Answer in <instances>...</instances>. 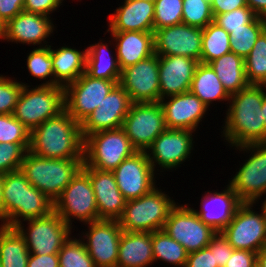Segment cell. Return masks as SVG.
<instances>
[{"instance_id":"obj_16","label":"cell","mask_w":266,"mask_h":267,"mask_svg":"<svg viewBox=\"0 0 266 267\" xmlns=\"http://www.w3.org/2000/svg\"><path fill=\"white\" fill-rule=\"evenodd\" d=\"M192 133L194 131L167 128L158 135L145 151L154 171L157 164L162 170L177 169L187 158H190L195 142Z\"/></svg>"},{"instance_id":"obj_20","label":"cell","mask_w":266,"mask_h":267,"mask_svg":"<svg viewBox=\"0 0 266 267\" xmlns=\"http://www.w3.org/2000/svg\"><path fill=\"white\" fill-rule=\"evenodd\" d=\"M131 104L128 93L117 84L80 124L83 138L99 131L122 128Z\"/></svg>"},{"instance_id":"obj_42","label":"cell","mask_w":266,"mask_h":267,"mask_svg":"<svg viewBox=\"0 0 266 267\" xmlns=\"http://www.w3.org/2000/svg\"><path fill=\"white\" fill-rule=\"evenodd\" d=\"M30 145V131L13 114H0V143Z\"/></svg>"},{"instance_id":"obj_52","label":"cell","mask_w":266,"mask_h":267,"mask_svg":"<svg viewBox=\"0 0 266 267\" xmlns=\"http://www.w3.org/2000/svg\"><path fill=\"white\" fill-rule=\"evenodd\" d=\"M27 267H59L58 254H31L28 258Z\"/></svg>"},{"instance_id":"obj_57","label":"cell","mask_w":266,"mask_h":267,"mask_svg":"<svg viewBox=\"0 0 266 267\" xmlns=\"http://www.w3.org/2000/svg\"><path fill=\"white\" fill-rule=\"evenodd\" d=\"M261 110H263V118H264L265 124H266V95L264 96Z\"/></svg>"},{"instance_id":"obj_39","label":"cell","mask_w":266,"mask_h":267,"mask_svg":"<svg viewBox=\"0 0 266 267\" xmlns=\"http://www.w3.org/2000/svg\"><path fill=\"white\" fill-rule=\"evenodd\" d=\"M59 267H96L83 239L70 236L58 252Z\"/></svg>"},{"instance_id":"obj_29","label":"cell","mask_w":266,"mask_h":267,"mask_svg":"<svg viewBox=\"0 0 266 267\" xmlns=\"http://www.w3.org/2000/svg\"><path fill=\"white\" fill-rule=\"evenodd\" d=\"M51 49L53 61L54 86L65 88L76 81L86 70L87 49L82 52L69 46Z\"/></svg>"},{"instance_id":"obj_25","label":"cell","mask_w":266,"mask_h":267,"mask_svg":"<svg viewBox=\"0 0 266 267\" xmlns=\"http://www.w3.org/2000/svg\"><path fill=\"white\" fill-rule=\"evenodd\" d=\"M241 203L233 188L227 184L221 192L207 191L201 199L200 211L194 209V212L218 233L232 220Z\"/></svg>"},{"instance_id":"obj_26","label":"cell","mask_w":266,"mask_h":267,"mask_svg":"<svg viewBox=\"0 0 266 267\" xmlns=\"http://www.w3.org/2000/svg\"><path fill=\"white\" fill-rule=\"evenodd\" d=\"M108 17L107 31L154 32V2L145 0H124Z\"/></svg>"},{"instance_id":"obj_1","label":"cell","mask_w":266,"mask_h":267,"mask_svg":"<svg viewBox=\"0 0 266 267\" xmlns=\"http://www.w3.org/2000/svg\"><path fill=\"white\" fill-rule=\"evenodd\" d=\"M265 90V85L249 84L230 95L221 133L231 147L266 143V124L261 110Z\"/></svg>"},{"instance_id":"obj_13","label":"cell","mask_w":266,"mask_h":267,"mask_svg":"<svg viewBox=\"0 0 266 267\" xmlns=\"http://www.w3.org/2000/svg\"><path fill=\"white\" fill-rule=\"evenodd\" d=\"M163 230L181 244L188 254L207 247L217 233L200 220L194 208L178 203L170 211Z\"/></svg>"},{"instance_id":"obj_7","label":"cell","mask_w":266,"mask_h":267,"mask_svg":"<svg viewBox=\"0 0 266 267\" xmlns=\"http://www.w3.org/2000/svg\"><path fill=\"white\" fill-rule=\"evenodd\" d=\"M136 151L122 128L99 131L84 139L82 167L113 171Z\"/></svg>"},{"instance_id":"obj_22","label":"cell","mask_w":266,"mask_h":267,"mask_svg":"<svg viewBox=\"0 0 266 267\" xmlns=\"http://www.w3.org/2000/svg\"><path fill=\"white\" fill-rule=\"evenodd\" d=\"M50 16L23 10L5 24L4 40L27 45L47 47L46 39L53 33L54 24ZM42 41L44 44H42ZM42 44V45H41Z\"/></svg>"},{"instance_id":"obj_12","label":"cell","mask_w":266,"mask_h":267,"mask_svg":"<svg viewBox=\"0 0 266 267\" xmlns=\"http://www.w3.org/2000/svg\"><path fill=\"white\" fill-rule=\"evenodd\" d=\"M122 129L137 151H146L167 129L162 105L160 102L132 103Z\"/></svg>"},{"instance_id":"obj_4","label":"cell","mask_w":266,"mask_h":267,"mask_svg":"<svg viewBox=\"0 0 266 267\" xmlns=\"http://www.w3.org/2000/svg\"><path fill=\"white\" fill-rule=\"evenodd\" d=\"M84 159H53L37 156L29 151L20 171L30 184L54 202L83 166Z\"/></svg>"},{"instance_id":"obj_35","label":"cell","mask_w":266,"mask_h":267,"mask_svg":"<svg viewBox=\"0 0 266 267\" xmlns=\"http://www.w3.org/2000/svg\"><path fill=\"white\" fill-rule=\"evenodd\" d=\"M202 30L201 63L208 64L231 52L230 35L221 26L212 21Z\"/></svg>"},{"instance_id":"obj_15","label":"cell","mask_w":266,"mask_h":267,"mask_svg":"<svg viewBox=\"0 0 266 267\" xmlns=\"http://www.w3.org/2000/svg\"><path fill=\"white\" fill-rule=\"evenodd\" d=\"M119 85L132 103L160 102L159 63L154 53L121 70Z\"/></svg>"},{"instance_id":"obj_18","label":"cell","mask_w":266,"mask_h":267,"mask_svg":"<svg viewBox=\"0 0 266 267\" xmlns=\"http://www.w3.org/2000/svg\"><path fill=\"white\" fill-rule=\"evenodd\" d=\"M112 172L126 200L140 198L157 186L154 177L156 171L145 151H136Z\"/></svg>"},{"instance_id":"obj_40","label":"cell","mask_w":266,"mask_h":267,"mask_svg":"<svg viewBox=\"0 0 266 267\" xmlns=\"http://www.w3.org/2000/svg\"><path fill=\"white\" fill-rule=\"evenodd\" d=\"M183 0L154 1V31L182 23Z\"/></svg>"},{"instance_id":"obj_37","label":"cell","mask_w":266,"mask_h":267,"mask_svg":"<svg viewBox=\"0 0 266 267\" xmlns=\"http://www.w3.org/2000/svg\"><path fill=\"white\" fill-rule=\"evenodd\" d=\"M244 63L248 83L266 86V30L256 40Z\"/></svg>"},{"instance_id":"obj_6","label":"cell","mask_w":266,"mask_h":267,"mask_svg":"<svg viewBox=\"0 0 266 267\" xmlns=\"http://www.w3.org/2000/svg\"><path fill=\"white\" fill-rule=\"evenodd\" d=\"M23 83V89L15 106L13 116L30 132L49 118L65 109L64 88L61 86L36 85L34 88Z\"/></svg>"},{"instance_id":"obj_19","label":"cell","mask_w":266,"mask_h":267,"mask_svg":"<svg viewBox=\"0 0 266 267\" xmlns=\"http://www.w3.org/2000/svg\"><path fill=\"white\" fill-rule=\"evenodd\" d=\"M87 226L88 231L81 234V239L95 266L117 267L119 242L123 232L118 221L98 220L87 223Z\"/></svg>"},{"instance_id":"obj_44","label":"cell","mask_w":266,"mask_h":267,"mask_svg":"<svg viewBox=\"0 0 266 267\" xmlns=\"http://www.w3.org/2000/svg\"><path fill=\"white\" fill-rule=\"evenodd\" d=\"M257 17L248 6H245L227 13L214 15L213 22L230 33L233 30L244 28V25L252 23Z\"/></svg>"},{"instance_id":"obj_30","label":"cell","mask_w":266,"mask_h":267,"mask_svg":"<svg viewBox=\"0 0 266 267\" xmlns=\"http://www.w3.org/2000/svg\"><path fill=\"white\" fill-rule=\"evenodd\" d=\"M107 44L101 41L87 46L85 72L93 78L120 81L121 69L117 55L111 53Z\"/></svg>"},{"instance_id":"obj_49","label":"cell","mask_w":266,"mask_h":267,"mask_svg":"<svg viewBox=\"0 0 266 267\" xmlns=\"http://www.w3.org/2000/svg\"><path fill=\"white\" fill-rule=\"evenodd\" d=\"M256 258L257 253L255 252L234 249L224 267H256Z\"/></svg>"},{"instance_id":"obj_43","label":"cell","mask_w":266,"mask_h":267,"mask_svg":"<svg viewBox=\"0 0 266 267\" xmlns=\"http://www.w3.org/2000/svg\"><path fill=\"white\" fill-rule=\"evenodd\" d=\"M30 145L0 143V174L20 170L21 163Z\"/></svg>"},{"instance_id":"obj_36","label":"cell","mask_w":266,"mask_h":267,"mask_svg":"<svg viewBox=\"0 0 266 267\" xmlns=\"http://www.w3.org/2000/svg\"><path fill=\"white\" fill-rule=\"evenodd\" d=\"M266 30V18L258 16L252 23L244 25V28L233 30L230 35L231 52L243 57L250 54L256 40Z\"/></svg>"},{"instance_id":"obj_27","label":"cell","mask_w":266,"mask_h":267,"mask_svg":"<svg viewBox=\"0 0 266 267\" xmlns=\"http://www.w3.org/2000/svg\"><path fill=\"white\" fill-rule=\"evenodd\" d=\"M115 43L120 69L134 65L154 54V32L107 31Z\"/></svg>"},{"instance_id":"obj_3","label":"cell","mask_w":266,"mask_h":267,"mask_svg":"<svg viewBox=\"0 0 266 267\" xmlns=\"http://www.w3.org/2000/svg\"><path fill=\"white\" fill-rule=\"evenodd\" d=\"M2 193L5 227L46 216L54 210V202L32 186L20 170L3 174Z\"/></svg>"},{"instance_id":"obj_50","label":"cell","mask_w":266,"mask_h":267,"mask_svg":"<svg viewBox=\"0 0 266 267\" xmlns=\"http://www.w3.org/2000/svg\"><path fill=\"white\" fill-rule=\"evenodd\" d=\"M24 0H0V19L6 24L23 11Z\"/></svg>"},{"instance_id":"obj_33","label":"cell","mask_w":266,"mask_h":267,"mask_svg":"<svg viewBox=\"0 0 266 267\" xmlns=\"http://www.w3.org/2000/svg\"><path fill=\"white\" fill-rule=\"evenodd\" d=\"M29 250L24 238L14 227L0 225L1 267H27Z\"/></svg>"},{"instance_id":"obj_58","label":"cell","mask_w":266,"mask_h":267,"mask_svg":"<svg viewBox=\"0 0 266 267\" xmlns=\"http://www.w3.org/2000/svg\"><path fill=\"white\" fill-rule=\"evenodd\" d=\"M260 208L263 209L264 214H265V216H266V198L264 199V202L262 203V206H261Z\"/></svg>"},{"instance_id":"obj_23","label":"cell","mask_w":266,"mask_h":267,"mask_svg":"<svg viewBox=\"0 0 266 267\" xmlns=\"http://www.w3.org/2000/svg\"><path fill=\"white\" fill-rule=\"evenodd\" d=\"M160 100L188 92L199 64L184 56H159Z\"/></svg>"},{"instance_id":"obj_11","label":"cell","mask_w":266,"mask_h":267,"mask_svg":"<svg viewBox=\"0 0 266 267\" xmlns=\"http://www.w3.org/2000/svg\"><path fill=\"white\" fill-rule=\"evenodd\" d=\"M255 203L242 202L232 220L221 231L234 249L257 253L266 245V216L263 209L253 210Z\"/></svg>"},{"instance_id":"obj_38","label":"cell","mask_w":266,"mask_h":267,"mask_svg":"<svg viewBox=\"0 0 266 267\" xmlns=\"http://www.w3.org/2000/svg\"><path fill=\"white\" fill-rule=\"evenodd\" d=\"M27 69L31 76L42 80L48 79L39 85L54 86L53 61L50 45L47 47H34L27 55Z\"/></svg>"},{"instance_id":"obj_8","label":"cell","mask_w":266,"mask_h":267,"mask_svg":"<svg viewBox=\"0 0 266 267\" xmlns=\"http://www.w3.org/2000/svg\"><path fill=\"white\" fill-rule=\"evenodd\" d=\"M54 211L71 228L74 218L85 225L99 220L94 190L89 174L83 168L54 201Z\"/></svg>"},{"instance_id":"obj_5","label":"cell","mask_w":266,"mask_h":267,"mask_svg":"<svg viewBox=\"0 0 266 267\" xmlns=\"http://www.w3.org/2000/svg\"><path fill=\"white\" fill-rule=\"evenodd\" d=\"M172 197L153 188L140 198L127 200L117 220L122 231L154 232L162 230L172 208L177 204Z\"/></svg>"},{"instance_id":"obj_9","label":"cell","mask_w":266,"mask_h":267,"mask_svg":"<svg viewBox=\"0 0 266 267\" xmlns=\"http://www.w3.org/2000/svg\"><path fill=\"white\" fill-rule=\"evenodd\" d=\"M28 226L19 222L14 228L24 238L31 254H58L62 245L72 235V228L53 210L50 214L24 220Z\"/></svg>"},{"instance_id":"obj_14","label":"cell","mask_w":266,"mask_h":267,"mask_svg":"<svg viewBox=\"0 0 266 267\" xmlns=\"http://www.w3.org/2000/svg\"><path fill=\"white\" fill-rule=\"evenodd\" d=\"M117 84L119 81L93 78L85 72L64 88L65 110L81 124Z\"/></svg>"},{"instance_id":"obj_47","label":"cell","mask_w":266,"mask_h":267,"mask_svg":"<svg viewBox=\"0 0 266 267\" xmlns=\"http://www.w3.org/2000/svg\"><path fill=\"white\" fill-rule=\"evenodd\" d=\"M63 0H24L23 10L49 16L53 11L58 10Z\"/></svg>"},{"instance_id":"obj_54","label":"cell","mask_w":266,"mask_h":267,"mask_svg":"<svg viewBox=\"0 0 266 267\" xmlns=\"http://www.w3.org/2000/svg\"><path fill=\"white\" fill-rule=\"evenodd\" d=\"M256 267H266V245L257 252Z\"/></svg>"},{"instance_id":"obj_56","label":"cell","mask_w":266,"mask_h":267,"mask_svg":"<svg viewBox=\"0 0 266 267\" xmlns=\"http://www.w3.org/2000/svg\"><path fill=\"white\" fill-rule=\"evenodd\" d=\"M5 36V23L0 19V39L4 41Z\"/></svg>"},{"instance_id":"obj_34","label":"cell","mask_w":266,"mask_h":267,"mask_svg":"<svg viewBox=\"0 0 266 267\" xmlns=\"http://www.w3.org/2000/svg\"><path fill=\"white\" fill-rule=\"evenodd\" d=\"M152 250L154 262L162 260L174 267H185L186 265L187 251L163 229L152 232Z\"/></svg>"},{"instance_id":"obj_55","label":"cell","mask_w":266,"mask_h":267,"mask_svg":"<svg viewBox=\"0 0 266 267\" xmlns=\"http://www.w3.org/2000/svg\"><path fill=\"white\" fill-rule=\"evenodd\" d=\"M3 174H0V221L4 225V203H3Z\"/></svg>"},{"instance_id":"obj_46","label":"cell","mask_w":266,"mask_h":267,"mask_svg":"<svg viewBox=\"0 0 266 267\" xmlns=\"http://www.w3.org/2000/svg\"><path fill=\"white\" fill-rule=\"evenodd\" d=\"M207 247L214 254L217 267H224L234 251V248L228 243L221 232L216 233L212 237Z\"/></svg>"},{"instance_id":"obj_53","label":"cell","mask_w":266,"mask_h":267,"mask_svg":"<svg viewBox=\"0 0 266 267\" xmlns=\"http://www.w3.org/2000/svg\"><path fill=\"white\" fill-rule=\"evenodd\" d=\"M246 3L257 16L266 18V0H246Z\"/></svg>"},{"instance_id":"obj_41","label":"cell","mask_w":266,"mask_h":267,"mask_svg":"<svg viewBox=\"0 0 266 267\" xmlns=\"http://www.w3.org/2000/svg\"><path fill=\"white\" fill-rule=\"evenodd\" d=\"M211 4L207 0H183L182 23L204 29L213 21Z\"/></svg>"},{"instance_id":"obj_32","label":"cell","mask_w":266,"mask_h":267,"mask_svg":"<svg viewBox=\"0 0 266 267\" xmlns=\"http://www.w3.org/2000/svg\"><path fill=\"white\" fill-rule=\"evenodd\" d=\"M189 91L208 107L213 101L229 102L230 100V95L224 89L216 72L209 64L201 62H199L195 70Z\"/></svg>"},{"instance_id":"obj_45","label":"cell","mask_w":266,"mask_h":267,"mask_svg":"<svg viewBox=\"0 0 266 267\" xmlns=\"http://www.w3.org/2000/svg\"><path fill=\"white\" fill-rule=\"evenodd\" d=\"M23 83L0 75V114H13Z\"/></svg>"},{"instance_id":"obj_2","label":"cell","mask_w":266,"mask_h":267,"mask_svg":"<svg viewBox=\"0 0 266 267\" xmlns=\"http://www.w3.org/2000/svg\"><path fill=\"white\" fill-rule=\"evenodd\" d=\"M29 152L53 159H84L81 125L64 109L30 132Z\"/></svg>"},{"instance_id":"obj_17","label":"cell","mask_w":266,"mask_h":267,"mask_svg":"<svg viewBox=\"0 0 266 267\" xmlns=\"http://www.w3.org/2000/svg\"><path fill=\"white\" fill-rule=\"evenodd\" d=\"M201 28L185 23L154 31V53L159 56H184L201 62Z\"/></svg>"},{"instance_id":"obj_51","label":"cell","mask_w":266,"mask_h":267,"mask_svg":"<svg viewBox=\"0 0 266 267\" xmlns=\"http://www.w3.org/2000/svg\"><path fill=\"white\" fill-rule=\"evenodd\" d=\"M210 4L213 16L247 6L246 0H212Z\"/></svg>"},{"instance_id":"obj_21","label":"cell","mask_w":266,"mask_h":267,"mask_svg":"<svg viewBox=\"0 0 266 267\" xmlns=\"http://www.w3.org/2000/svg\"><path fill=\"white\" fill-rule=\"evenodd\" d=\"M160 104L168 129H184L194 132L209 109L190 91L163 98Z\"/></svg>"},{"instance_id":"obj_48","label":"cell","mask_w":266,"mask_h":267,"mask_svg":"<svg viewBox=\"0 0 266 267\" xmlns=\"http://www.w3.org/2000/svg\"><path fill=\"white\" fill-rule=\"evenodd\" d=\"M185 267H217L214 254L208 247L189 253Z\"/></svg>"},{"instance_id":"obj_10","label":"cell","mask_w":266,"mask_h":267,"mask_svg":"<svg viewBox=\"0 0 266 267\" xmlns=\"http://www.w3.org/2000/svg\"><path fill=\"white\" fill-rule=\"evenodd\" d=\"M235 149L252 155L228 183L241 202H259L263 194L266 195V143L246 144Z\"/></svg>"},{"instance_id":"obj_28","label":"cell","mask_w":266,"mask_h":267,"mask_svg":"<svg viewBox=\"0 0 266 267\" xmlns=\"http://www.w3.org/2000/svg\"><path fill=\"white\" fill-rule=\"evenodd\" d=\"M152 263V232L123 231L119 242L117 267H147Z\"/></svg>"},{"instance_id":"obj_24","label":"cell","mask_w":266,"mask_h":267,"mask_svg":"<svg viewBox=\"0 0 266 267\" xmlns=\"http://www.w3.org/2000/svg\"><path fill=\"white\" fill-rule=\"evenodd\" d=\"M90 177L94 190L99 220H118L125 208L126 199L119 191L112 171L82 167Z\"/></svg>"},{"instance_id":"obj_31","label":"cell","mask_w":266,"mask_h":267,"mask_svg":"<svg viewBox=\"0 0 266 267\" xmlns=\"http://www.w3.org/2000/svg\"><path fill=\"white\" fill-rule=\"evenodd\" d=\"M208 64L216 72L217 77L229 95L238 93L249 85L243 57L233 52H228Z\"/></svg>"}]
</instances>
